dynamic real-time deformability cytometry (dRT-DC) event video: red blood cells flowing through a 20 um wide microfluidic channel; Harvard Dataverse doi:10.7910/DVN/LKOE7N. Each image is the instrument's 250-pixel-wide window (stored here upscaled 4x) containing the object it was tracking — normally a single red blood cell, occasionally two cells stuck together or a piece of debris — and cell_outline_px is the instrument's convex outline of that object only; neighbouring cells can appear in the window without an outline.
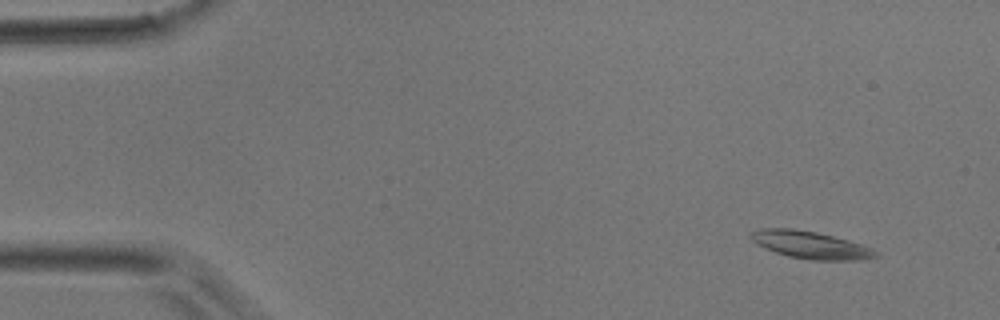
{"species": "common noctule bat (a hibernating species)", "species_latin": "Nyctalus noctula", "temperature_condition": "room temperature", "stored_images_in_passage": 5, "camera_frame_rate_fps": 3000, "um_per_image_px": 0.085, "animal": {"sex": "male", "body_mass_g": 17.9}, "frame": {"image": 1, "passage_image": 1, "time_ms": 0.0, "image_size_px": [1000, 320], "cell_outline_px": [[880, 256], [864, 260], [812, 260], [788, 256], [776, 252], [756, 244], [748, 236], [752, 232], [760, 228], [792, 228], [816, 232], [848, 240], [872, 248], [880, 252]], "centroid_in_image_um": [68.93, 20.82], "position_along_channel_um": 16.1, "area_um2": 20.0}}
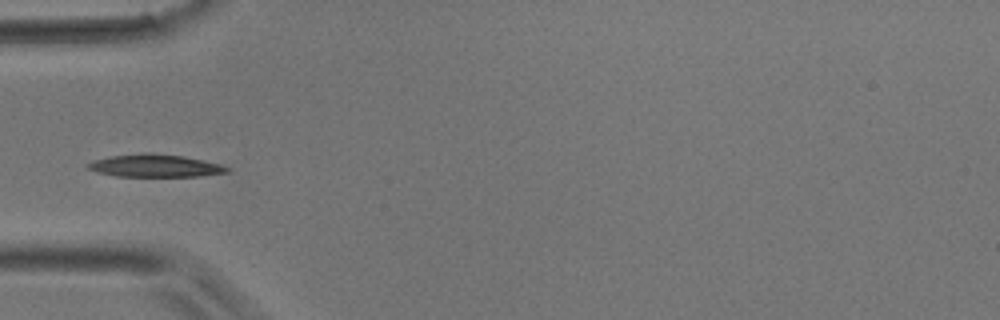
{"frame": {"image": 2, "passage_image": 4, "time_ms": 1.0, "image_size_px": [1000, 320], "cell_outline_px": [[232, 172], [200, 176], [116, 176], [96, 172], [88, 168], [84, 164], [92, 160], [112, 156], [144, 152], [148, 152], [184, 156], [204, 160], [220, 164], [228, 168]], "centroid_in_image_um": [13.17, 14.08], "position_along_channel_um": 71.8, "area_um2": 18.5}}
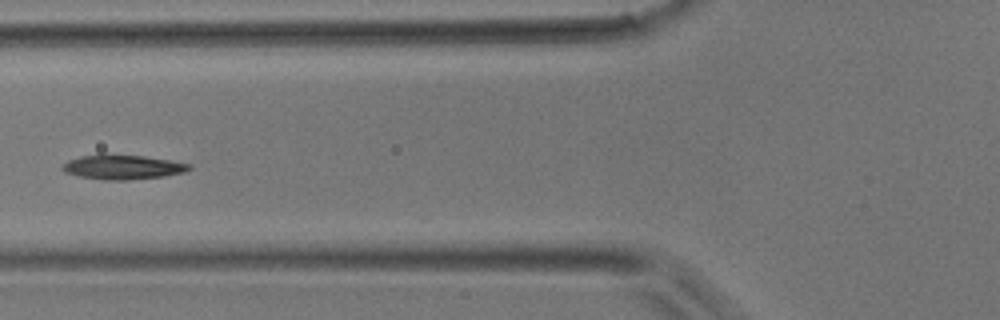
{"frame": {"image": 3, "passage_image": 5, "time_ms": 1.333, "image_size_px": [1000, 320], "cell_outline_px": [[192, 168], [184, 172], [164, 176], [128, 180], [104, 180], [80, 176], [64, 172], [60, 168], [68, 160], [80, 156], [104, 152], [144, 156], [192, 164]], "centroid_in_image_um": [10.39, 14.17], "position_along_channel_um": 115.4, "area_um2": 18.5}}